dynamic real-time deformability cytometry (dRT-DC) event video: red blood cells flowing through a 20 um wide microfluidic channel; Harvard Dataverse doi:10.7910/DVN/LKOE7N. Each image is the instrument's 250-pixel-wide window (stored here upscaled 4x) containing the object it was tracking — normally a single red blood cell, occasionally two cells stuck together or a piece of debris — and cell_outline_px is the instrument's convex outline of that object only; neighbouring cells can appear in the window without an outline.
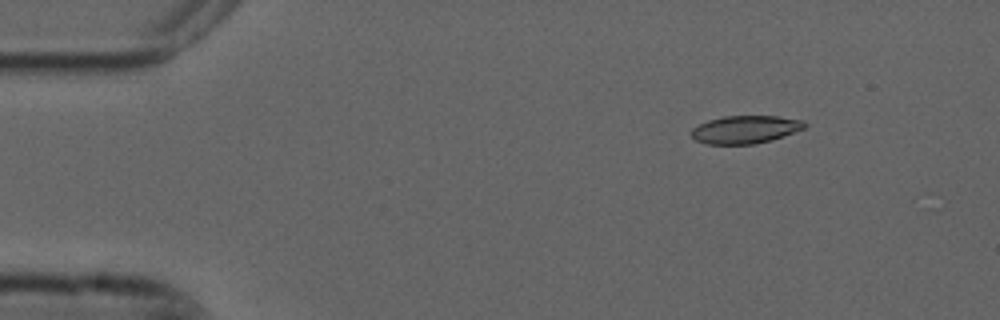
{"species": "common noctule bat (a hibernating species)", "species_latin": "Nyctalus noctula", "temperature_condition": "cold", "stored_images_in_passage": 7, "camera_frame_rate_fps": 3000, "um_per_image_px": 0.085, "animal": {"sex": "male", "forearm_length_mm": 52.5}, "frame": {"image": 1, "passage_image": 2, "time_ms": 0.333, "image_size_px": [1000, 320], "cell_outline_px": [[808, 124], [804, 128], [784, 136], [772, 140], [752, 144], [708, 144], [696, 140], [692, 136], [692, 128], [708, 120], [724, 116], [776, 116], [804, 120]], "centroid_in_image_um": [63.38, 11.0], "position_along_channel_um": 21.6, "area_um2": 18.32}}
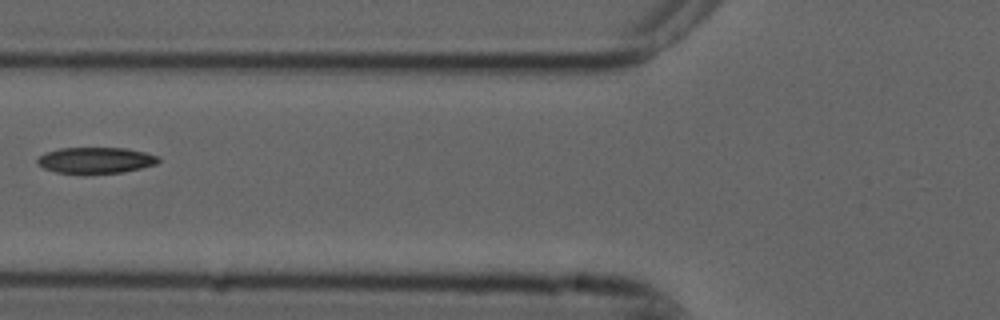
{"frame": {"image": 2, "passage_image": 6, "time_ms": 1.667, "image_size_px": [1000, 320], "cell_outline_px": [[160, 160], [156, 164], [124, 172], [84, 176], [56, 172], [44, 168], [36, 164], [36, 160], [40, 156], [48, 152], [60, 148], [124, 148], [144, 152], [160, 156]], "centroid_in_image_um": [8.12, 13.66], "position_along_channel_um": 117.7, "area_um2": 18.96}}
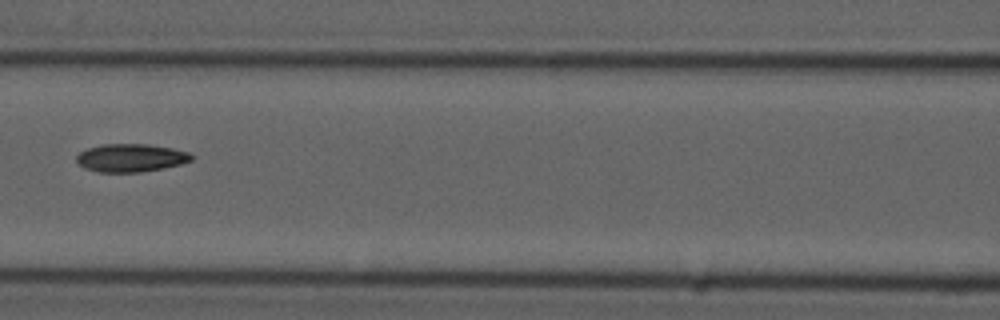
{"frame": {"image": 3, "passage_image": 7, "time_ms": 2.0, "image_size_px": [1000, 320], "cell_outline_px": [[196, 156], [192, 160], [180, 164], [164, 168], [140, 172], [100, 172], [84, 168], [76, 160], [76, 156], [80, 152], [88, 148], [104, 144], [148, 144], [172, 148], [188, 152]], "centroid_in_image_um": [11.15, 13.41], "position_along_channel_um": 155.5, "area_um2": 18.79}}